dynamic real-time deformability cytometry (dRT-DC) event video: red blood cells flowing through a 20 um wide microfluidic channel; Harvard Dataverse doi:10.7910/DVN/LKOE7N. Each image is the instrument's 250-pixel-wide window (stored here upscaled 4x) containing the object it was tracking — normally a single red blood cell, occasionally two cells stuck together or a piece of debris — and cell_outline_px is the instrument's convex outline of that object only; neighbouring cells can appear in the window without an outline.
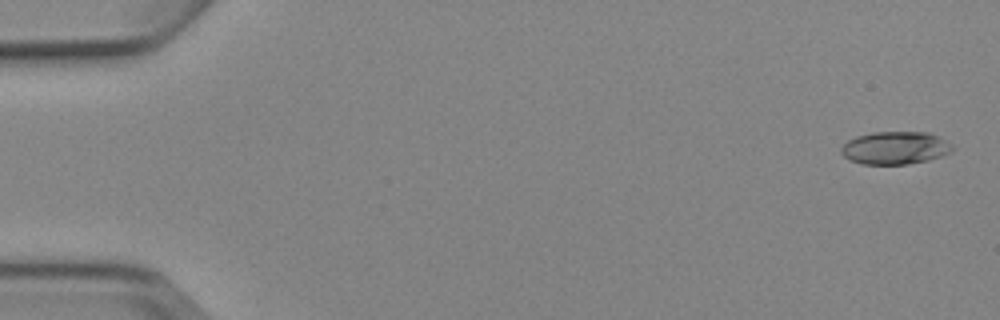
{"species": "Egyptian fruit bat (a non-hibernating species)", "species_latin": "Rousettus aegyptiacus", "temperature_condition": "cold", "stored_images_in_passage": 5, "camera_frame_rate_fps": 3000, "um_per_image_px": 0.085, "animal": {"sex": "female"}, "frame": {"image": 1, "passage_image": 1, "time_ms": 0.0, "image_size_px": [1000, 320], "cell_outline_px": [[952, 148], [948, 152], [940, 156], [928, 160], [908, 164], [864, 164], [852, 160], [844, 156], [840, 152], [840, 148], [848, 140], [856, 136], [872, 132], [928, 132], [944, 140]], "centroid_in_image_um": [76.02, 12.57], "position_along_channel_um": 9.0, "area_um2": 20.87}}
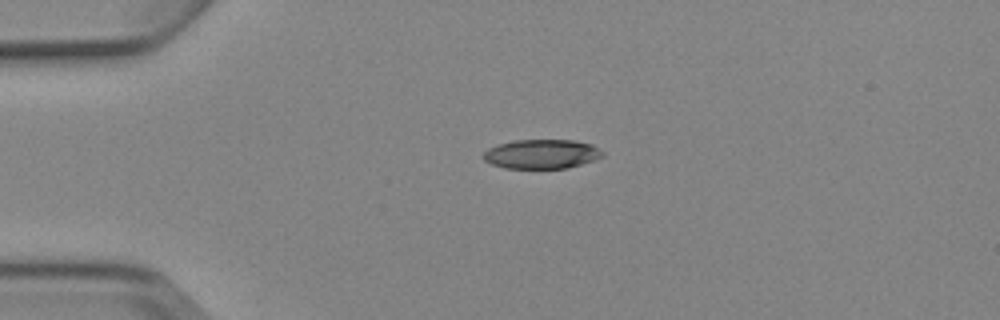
{"frame": {"image": 2, "passage_image": 4, "time_ms": 3.667, "image_size_px": [1000, 320], "cell_outline_px": [[604, 156], [568, 168], [504, 168], [492, 164], [484, 160], [484, 152], [488, 148], [512, 140], [572, 140], [592, 144], [604, 152]], "centroid_in_image_um": [46.04, 13.09], "position_along_channel_um": 39.0, "area_um2": 20.23}}